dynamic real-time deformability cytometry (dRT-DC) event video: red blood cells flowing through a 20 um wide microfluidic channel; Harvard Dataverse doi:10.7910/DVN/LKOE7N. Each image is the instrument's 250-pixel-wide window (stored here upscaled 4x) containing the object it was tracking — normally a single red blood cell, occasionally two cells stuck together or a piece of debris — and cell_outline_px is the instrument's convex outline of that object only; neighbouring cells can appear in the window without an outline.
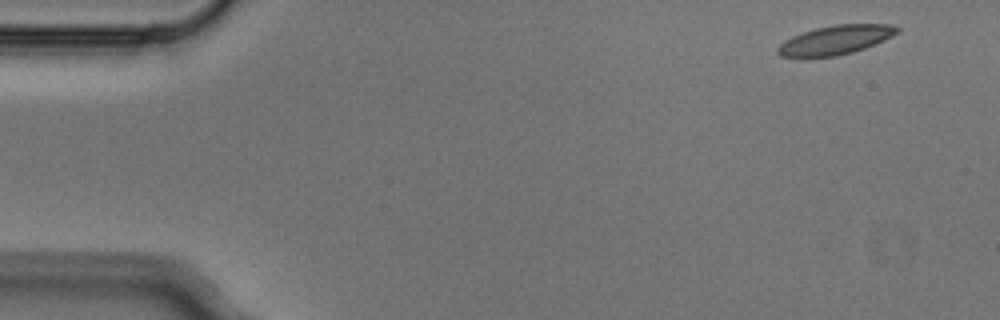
{"species": "Egyptian fruit bat (a non-hibernating species)", "species_latin": "Rousettus aegyptiacus", "temperature_condition": "cold", "stored_images_in_passage": 5, "camera_frame_rate_fps": 3000, "um_per_image_px": 0.085, "animal": {"sex": "male"}, "frame": {"image": 1, "passage_image": 1, "time_ms": 0.0, "image_size_px": [1000, 320], "cell_outline_px": [[900, 32], [884, 40], [864, 48], [852, 52], [836, 56], [808, 60], [800, 60], [780, 56], [776, 52], [776, 48], [784, 40], [792, 36], [816, 28], [836, 24], [892, 24], [900, 28]], "centroid_in_image_um": [70.93, 3.44], "position_along_channel_um": 14.1, "area_um2": 20.98}}